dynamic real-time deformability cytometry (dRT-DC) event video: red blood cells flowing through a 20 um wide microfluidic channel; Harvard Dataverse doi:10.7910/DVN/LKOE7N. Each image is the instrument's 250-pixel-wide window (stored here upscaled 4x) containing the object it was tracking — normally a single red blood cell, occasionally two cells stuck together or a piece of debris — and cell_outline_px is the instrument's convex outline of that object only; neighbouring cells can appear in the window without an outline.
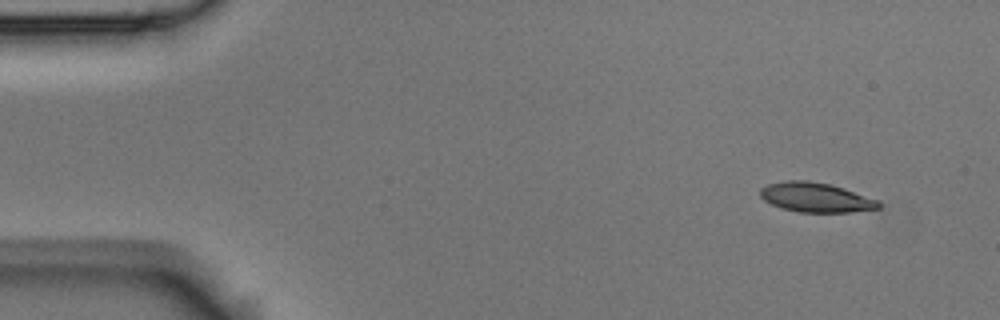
{"species": "Egyptian fruit bat (a non-hibernating species)", "species_latin": "Rousettus aegyptiacus", "temperature_condition": "room temperature", "stored_images_in_passage": 3, "camera_frame_rate_fps": 3000, "um_per_image_px": 0.085, "animal": {"sex": "male"}, "frame": {"image": 1, "passage_image": 1, "time_ms": 0.0, "image_size_px": [1000, 320], "cell_outline_px": [[880, 208], [848, 212], [800, 212], [780, 208], [764, 200], [760, 196], [760, 188], [768, 184], [788, 180], [808, 180], [828, 184], [844, 188], [880, 200]], "centroid_in_image_um": [69.34, 16.78], "position_along_channel_um": 15.7, "area_um2": 20.4}}